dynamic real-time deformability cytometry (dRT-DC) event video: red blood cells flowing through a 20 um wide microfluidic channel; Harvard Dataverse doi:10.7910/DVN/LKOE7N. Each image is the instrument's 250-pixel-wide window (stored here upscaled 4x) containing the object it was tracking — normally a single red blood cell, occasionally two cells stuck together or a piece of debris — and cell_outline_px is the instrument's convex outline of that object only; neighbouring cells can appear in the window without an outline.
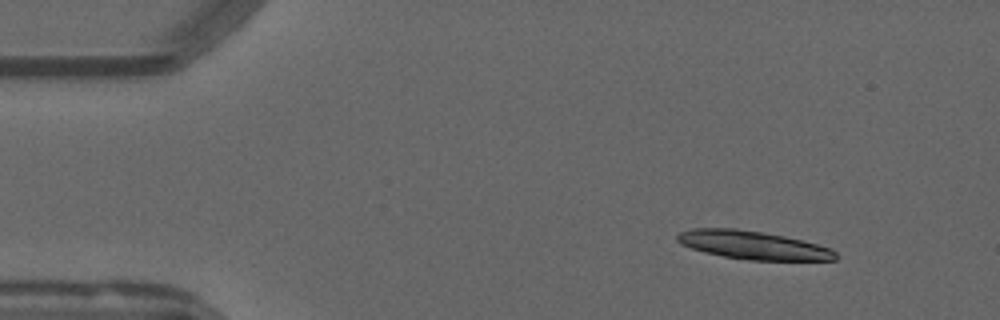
{"species": "common noctule bat (a hibernating species)", "species_latin": "Nyctalus noctula", "temperature_condition": "warm", "stored_images_in_passage": 13, "camera_frame_rate_fps": 3000, "um_per_image_px": 0.085, "animal": {"sex": "male", "forearm_length_mm": 52.5}, "frame": {"image": 1, "passage_image": 6, "time_ms": 1.667, "image_size_px": [1000, 320], "cell_outline_px": [[836, 260], [748, 260], [724, 256], [704, 252], [680, 244], [676, 240], [676, 236], [680, 232], [692, 228], [736, 228], [764, 232], [804, 240], [832, 248], [836, 252]], "centroid_in_image_um": [64.01, 20.82], "position_along_channel_um": 21.0, "area_um2": 26.24}}